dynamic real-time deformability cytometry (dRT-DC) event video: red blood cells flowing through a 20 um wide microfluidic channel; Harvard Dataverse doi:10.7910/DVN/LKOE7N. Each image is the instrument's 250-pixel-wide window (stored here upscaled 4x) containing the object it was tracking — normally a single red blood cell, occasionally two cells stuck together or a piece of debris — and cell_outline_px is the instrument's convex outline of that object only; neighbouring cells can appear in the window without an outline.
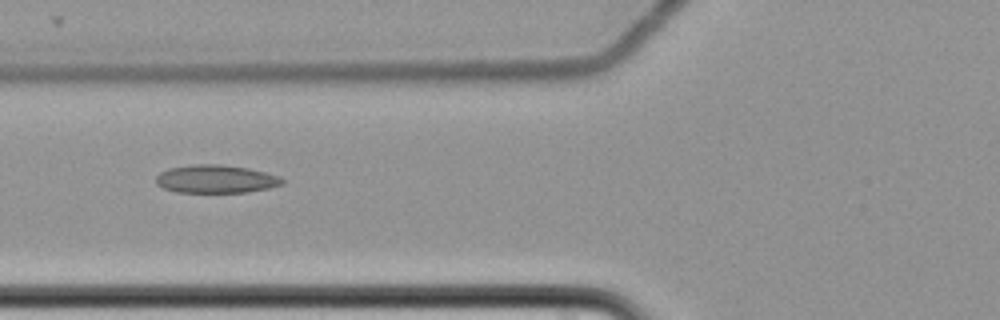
{"species": "common noctule bat (a hibernating species)", "species_latin": "Nyctalus noctula", "temperature_condition": "cold", "stored_images_in_passage": 17, "camera_frame_rate_fps": 3000, "um_per_image_px": 0.085, "animal": {"sex": "female", "body_mass_g": 22.7, "forearm_length_mm": 54.2}, "frame": {"image": 1, "passage_image": 15, "time_ms": 4.667, "image_size_px": [1000, 320], "cell_outline_px": [[284, 184], [268, 188], [248, 192], [176, 192], [164, 188], [156, 184], [156, 176], [160, 172], [168, 168], [192, 164], [220, 164], [248, 168], [280, 176], [284, 180]], "centroid_in_image_um": [18.34, 15.21], "position_along_channel_um": 107.5, "area_um2": 20.75}}